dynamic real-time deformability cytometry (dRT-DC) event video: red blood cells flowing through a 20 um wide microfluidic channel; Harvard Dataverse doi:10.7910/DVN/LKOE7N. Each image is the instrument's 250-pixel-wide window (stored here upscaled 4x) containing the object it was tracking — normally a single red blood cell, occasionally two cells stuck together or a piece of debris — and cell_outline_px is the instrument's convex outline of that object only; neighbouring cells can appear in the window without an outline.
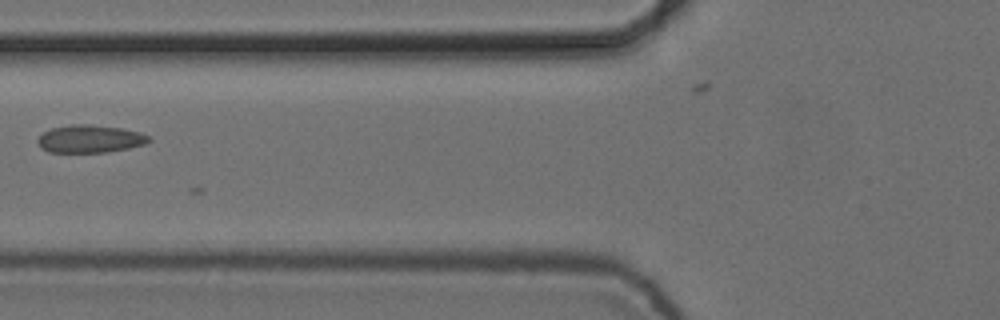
{"species": "common noctule bat (a hibernating species)", "species_latin": "Nyctalus noctula", "temperature_condition": "cold", "stored_images_in_passage": 7, "camera_frame_rate_fps": 3000, "um_per_image_px": 0.085, "animal": {"sex": "female", "body_mass_g": 24.6, "forearm_length_mm": 56.2}, "frame": {"image": 1, "passage_image": 6, "time_ms": 1.667, "image_size_px": [1000, 320], "cell_outline_px": [[152, 140], [144, 144], [128, 148], [104, 152], [48, 152], [40, 148], [36, 140], [44, 132], [52, 128], [72, 124], [88, 124], [120, 128], [140, 132], [148, 136]], "centroid_in_image_um": [7.62, 11.8], "position_along_channel_um": 118.2, "area_um2": 17.86}}